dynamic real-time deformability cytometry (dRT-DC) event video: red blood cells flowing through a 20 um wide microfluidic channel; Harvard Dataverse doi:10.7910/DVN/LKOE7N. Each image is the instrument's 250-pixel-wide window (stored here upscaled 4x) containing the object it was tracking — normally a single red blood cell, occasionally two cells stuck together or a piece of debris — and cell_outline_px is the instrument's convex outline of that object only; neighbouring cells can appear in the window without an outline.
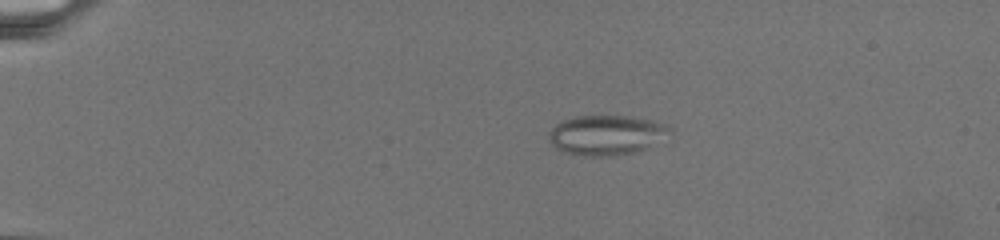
{"species": "common noctule bat (a hibernating species)", "species_latin": "Nyctalus noctula", "temperature_condition": "warm", "stored_images_in_passage": 10, "camera_frame_rate_fps": 3000, "um_per_image_px": 0.085, "animal": {"sex": "female", "body_mass_g": 19.5, "forearm_length_mm": 54.1}, "frame": {"image": 1, "passage_image": 6, "time_ms": 5.667, "image_size_px": [1000, 240], "cell_outline_px": [[672, 128], [648, 148], [632, 152], [612, 156], [584, 156], [568, 152], [556, 148], [548, 136], [552, 128], [556, 124], [564, 120], [580, 116], [628, 116], [652, 120], [664, 124]], "centroid_in_image_um": [51.52, 11.47], "position_along_channel_um": 33.5, "area_um2": 27.4}}
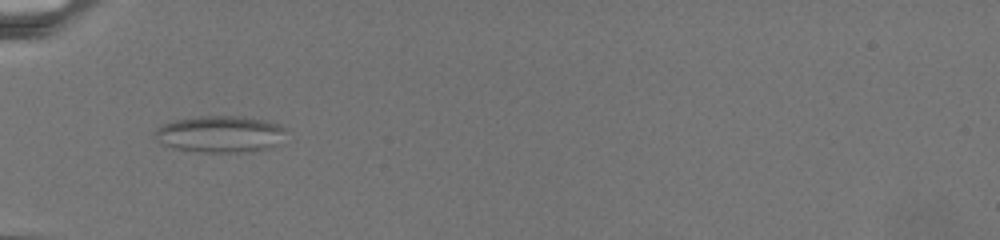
{"frame": {"image": 2, "passage_image": 9, "time_ms": 9.333, "image_size_px": [1000, 240], "cell_outline_px": [[288, 128], [280, 144], [268, 148], [244, 152], [204, 152], [172, 148], [164, 144], [152, 136], [152, 132], [156, 128], [164, 124], [176, 120], [200, 116], [240, 116], [260, 120], [276, 124]], "centroid_in_image_um": [18.7, 11.4], "position_along_channel_um": 66.3, "area_um2": 28.03}}